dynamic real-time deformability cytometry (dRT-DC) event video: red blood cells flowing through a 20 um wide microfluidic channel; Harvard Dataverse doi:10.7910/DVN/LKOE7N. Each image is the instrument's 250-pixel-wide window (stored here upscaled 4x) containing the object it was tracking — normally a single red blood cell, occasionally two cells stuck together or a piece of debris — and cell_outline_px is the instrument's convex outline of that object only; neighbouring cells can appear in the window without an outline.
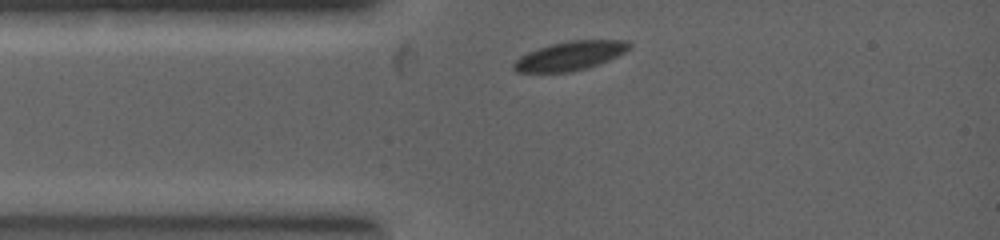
{"species": "common noctule bat (a hibernating species)", "species_latin": "Nyctalus noctula", "temperature_condition": "warm", "stored_images_in_passage": 2, "camera_frame_rate_fps": 5000, "um_per_image_px": 0.085, "animal": {"sex": "female", "body_mass_g": 19.0, "forearm_length_mm": 53.3}, "frame": {"image": 1, "passage_image": 1, "time_ms": 0.0, "image_size_px": [1000, 240], "cell_outline_px": [[632, 44], [624, 52], [616, 56], [588, 68], [564, 72], [520, 72], [512, 68], [512, 64], [520, 56], [528, 52], [552, 44], [568, 40], [628, 40]], "centroid_in_image_um": [48.45, 4.73], "position_along_channel_um": 36.6, "area_um2": 19.19}}